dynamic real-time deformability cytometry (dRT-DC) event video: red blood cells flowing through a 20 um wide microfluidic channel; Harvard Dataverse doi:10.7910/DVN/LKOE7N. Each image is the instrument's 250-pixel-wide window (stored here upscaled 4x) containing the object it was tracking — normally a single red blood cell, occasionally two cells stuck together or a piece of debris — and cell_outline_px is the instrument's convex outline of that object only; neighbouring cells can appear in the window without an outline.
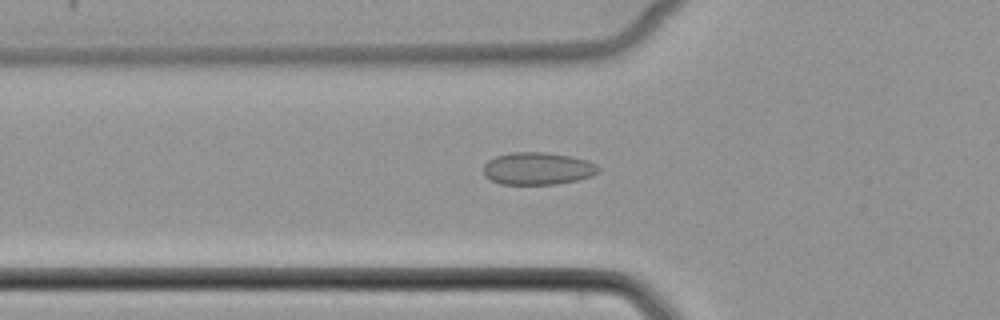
{"species": "common noctule bat (a hibernating species)", "species_latin": "Nyctalus noctula", "temperature_condition": "cold", "stored_images_in_passage": 47, "camera_frame_rate_fps": 3000, "um_per_image_px": 0.085, "animal": {"sex": "female", "body_mass_g": 22.7, "forearm_length_mm": 54.2}, "frame": {"image": 1, "passage_image": 14, "time_ms": 4.333, "image_size_px": [1000, 320], "cell_outline_px": [[600, 172], [592, 176], [576, 180], [556, 184], [500, 184], [484, 176], [484, 164], [488, 160], [496, 156], [512, 152], [544, 152], [572, 156], [588, 160], [596, 164], [600, 168]], "centroid_in_image_um": [45.73, 14.32], "position_along_channel_um": 80.1, "area_um2": 21.85}}
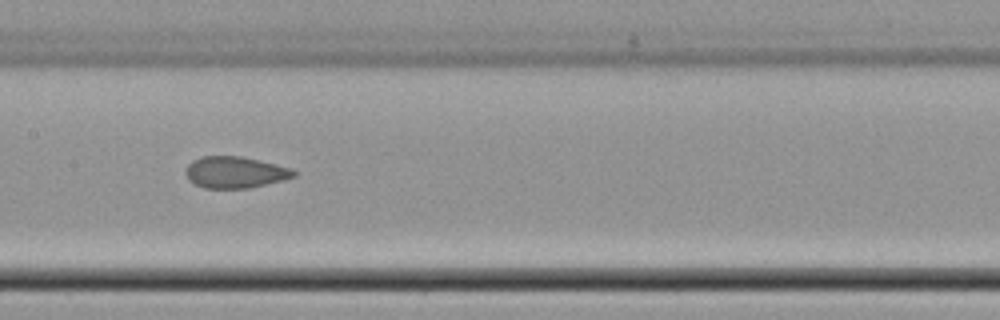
{"frame": {"image": 2, "passage_image": 22, "time_ms": 7.0, "image_size_px": [1000, 320], "cell_outline_px": [[296, 176], [248, 188], [204, 188], [188, 180], [184, 172], [188, 164], [192, 160], [200, 156], [240, 156], [276, 164], [292, 168], [296, 172]], "centroid_in_image_um": [19.93, 14.63], "position_along_channel_um": 187.5, "area_um2": 19.77}}
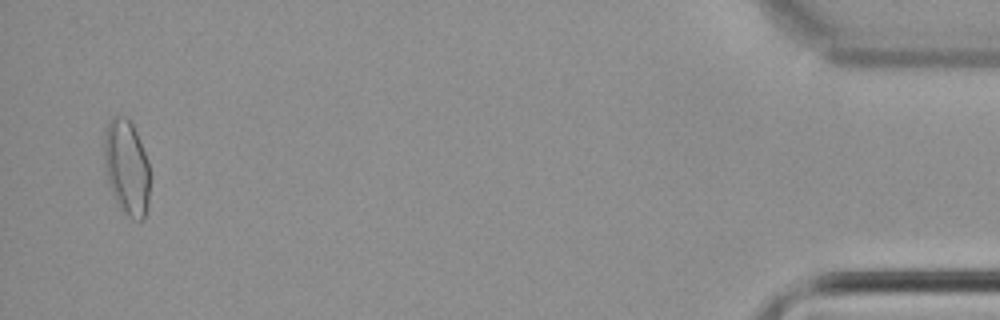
{"frame": {"image": 3, "passage_image": 46, "time_ms": 15.0, "image_size_px": [1000, 320], "cell_outline_px": [[148, 204], [144, 220], [132, 220], [124, 216], [112, 192], [108, 180], [104, 164], [104, 136], [108, 120], [112, 116], [128, 116], [136, 132], [148, 160]], "centroid_in_image_um": [10.75, 14.23], "position_along_channel_um": 424.4, "area_um2": 25.49}}